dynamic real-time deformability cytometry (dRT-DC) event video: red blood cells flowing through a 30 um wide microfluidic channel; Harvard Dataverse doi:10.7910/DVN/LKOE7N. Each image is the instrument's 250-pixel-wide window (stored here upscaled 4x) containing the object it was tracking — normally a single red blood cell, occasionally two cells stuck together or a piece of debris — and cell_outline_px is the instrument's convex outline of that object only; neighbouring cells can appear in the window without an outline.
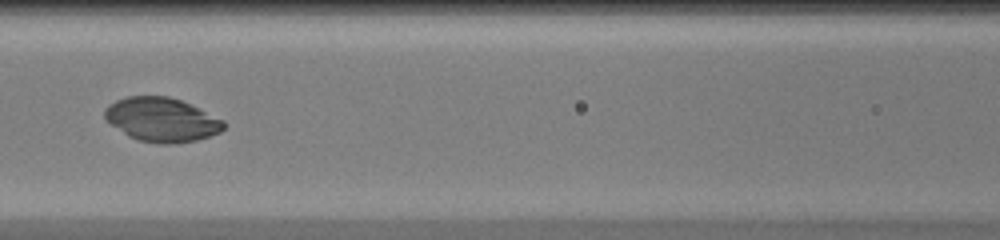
{"species": "common noctule bat (a hibernating species)", "species_latin": "Nyctalus noctula", "temperature_condition": "warm", "stored_images_in_passage": 51, "camera_frame_rate_fps": 3000, "um_per_image_px": 0.085, "animal": {"sex": "female", "body_mass_g": 20.0, "forearm_length_mm": 54.0}, "frame": {"image": 1, "passage_image": 24, "time_ms": 7.667, "image_size_px": [1000, 240], "cell_outline_px": [[224, 128], [220, 132], [196, 140], [176, 144], [160, 144], [140, 140], [128, 136], [104, 120], [104, 108], [108, 104], [116, 100], [128, 96], [168, 96], [180, 100], [224, 120]], "centroid_in_image_um": [13.7, 10.17], "position_along_channel_um": 152.9, "area_um2": 30.52}}
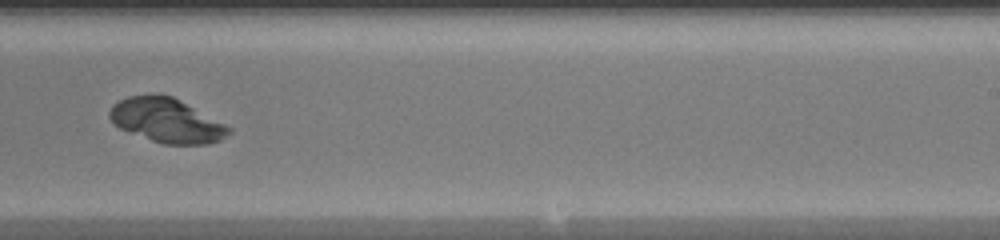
{"frame": {"image": 2, "passage_image": 33, "time_ms": 10.667, "image_size_px": [1000, 240], "cell_outline_px": [[232, 132], [220, 140], [208, 144], [164, 144], [152, 140], [120, 128], [112, 124], [108, 116], [108, 112], [112, 104], [128, 96], [160, 92], [172, 96], [232, 128]], "centroid_in_image_um": [14.13, 10.21], "position_along_channel_um": 274.9, "area_um2": 30.81}}
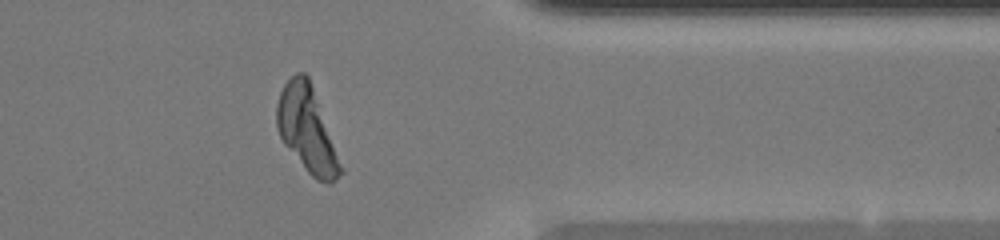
{"frame": {"image": 3, "passage_image": 42, "time_ms": 13.667, "image_size_px": [1000, 240], "cell_outline_px": [[344, 172], [332, 184], [316, 180], [308, 172], [284, 144], [276, 128], [276, 104], [280, 92], [284, 84], [296, 72], [304, 72], [308, 76], [344, 168]], "centroid_in_image_um": [26.1, 11.03], "position_along_channel_um": 385.3, "area_um2": 31.73}}